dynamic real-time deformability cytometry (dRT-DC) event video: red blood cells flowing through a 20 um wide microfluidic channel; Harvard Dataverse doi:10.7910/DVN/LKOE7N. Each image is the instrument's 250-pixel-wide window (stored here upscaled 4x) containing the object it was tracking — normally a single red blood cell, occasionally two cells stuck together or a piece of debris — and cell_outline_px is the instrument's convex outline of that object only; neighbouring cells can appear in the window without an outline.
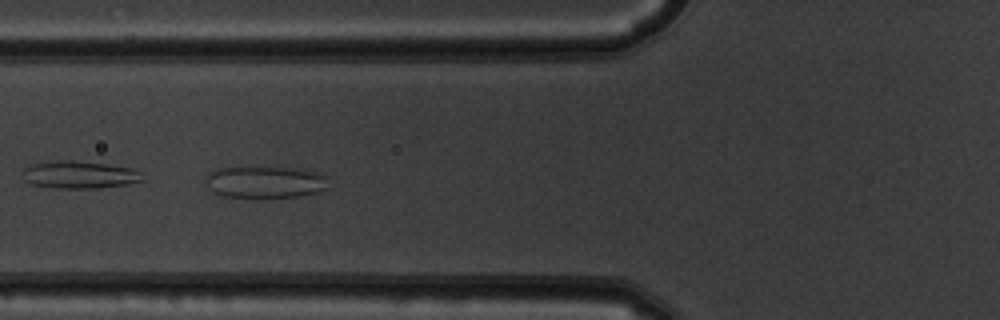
{"species": "common noctule bat (a hibernating species)", "species_latin": "Nyctalus noctula", "temperature_condition": "warm", "stored_images_in_passage": 10, "camera_frame_rate_fps": 3000, "um_per_image_px": 0.085, "animal": {"sex": "male", "body_mass_g": 19.5, "forearm_length_mm": 54.6}, "frame": {"image": 1, "passage_image": 5, "time_ms": 1.333, "image_size_px": [1000, 320], "cell_outline_px": [[328, 188], [316, 192], [296, 196], [220, 196], [212, 192], [204, 180], [216, 168], [296, 168], [324, 172], [328, 176]], "centroid_in_image_um": [22.6, 15.46], "position_along_channel_um": 103.2, "area_um2": 22.48}}
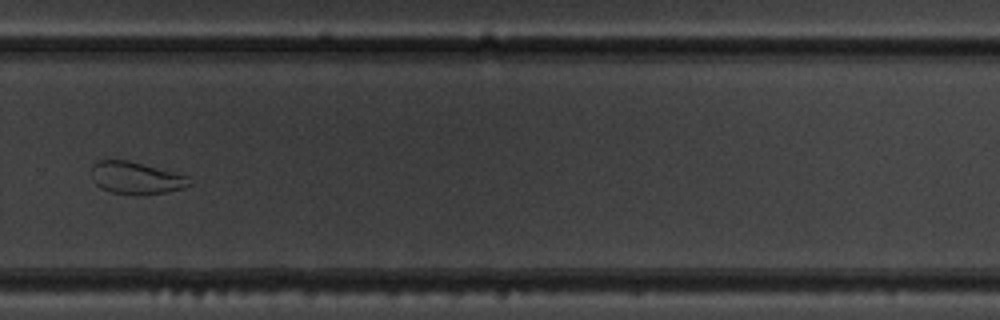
{"frame": {"image": 2, "passage_image": 10, "time_ms": 3.0, "image_size_px": [1000, 320], "cell_outline_px": [[192, 184], [184, 188], [168, 192], [112, 192], [100, 188], [92, 180], [92, 164], [100, 160], [128, 160], [184, 176]], "centroid_in_image_um": [11.48, 15.09], "position_along_channel_um": 318.3, "area_um2": 17.4}}